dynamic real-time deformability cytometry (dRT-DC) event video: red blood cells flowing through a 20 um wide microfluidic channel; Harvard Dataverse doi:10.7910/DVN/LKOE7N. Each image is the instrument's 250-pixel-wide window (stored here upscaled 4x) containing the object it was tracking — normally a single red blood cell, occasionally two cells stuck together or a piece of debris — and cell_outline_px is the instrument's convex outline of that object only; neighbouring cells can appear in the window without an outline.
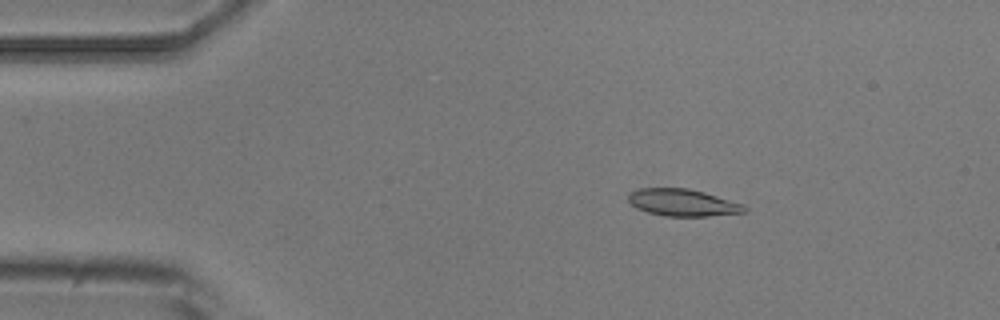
{"species": "common noctule bat (a hibernating species)", "species_latin": "Nyctalus noctula", "temperature_condition": "room temperature", "stored_images_in_passage": 5, "camera_frame_rate_fps": 3000, "um_per_image_px": 0.085, "animal": {"sex": "male", "body_mass_g": 20.5, "forearm_length_mm": 52.5}, "frame": {"image": 1, "passage_image": 3, "time_ms": 2.667, "image_size_px": [1000, 320], "cell_outline_px": [[748, 208], [744, 212], [708, 216], [664, 216], [648, 212], [636, 208], [628, 200], [628, 196], [632, 192], [640, 188], [688, 188], [704, 192], [744, 204]], "centroid_in_image_um": [58.04, 17.22], "position_along_channel_um": 27.0, "area_um2": 18.21}}
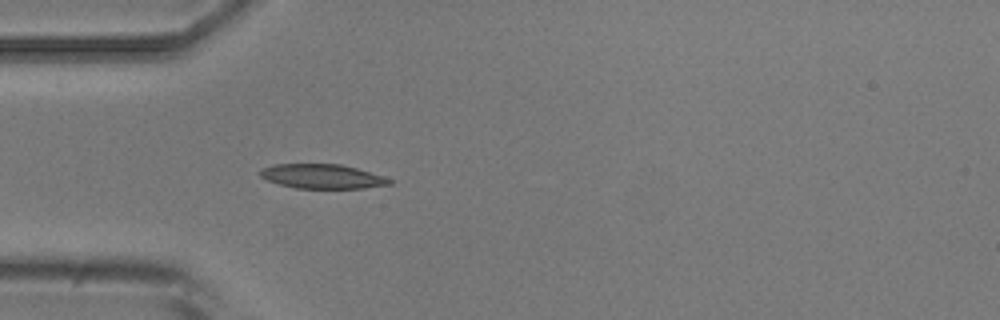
{"frame": {"image": 2, "passage_image": 5, "time_ms": 5.0, "image_size_px": [1000, 320], "cell_outline_px": [[392, 184], [364, 188], [296, 188], [280, 184], [268, 180], [260, 176], [260, 168], [272, 164], [340, 164], [356, 168], [384, 176], [392, 180]], "centroid_in_image_um": [27.38, 14.98], "position_along_channel_um": 57.6, "area_um2": 18.32}}